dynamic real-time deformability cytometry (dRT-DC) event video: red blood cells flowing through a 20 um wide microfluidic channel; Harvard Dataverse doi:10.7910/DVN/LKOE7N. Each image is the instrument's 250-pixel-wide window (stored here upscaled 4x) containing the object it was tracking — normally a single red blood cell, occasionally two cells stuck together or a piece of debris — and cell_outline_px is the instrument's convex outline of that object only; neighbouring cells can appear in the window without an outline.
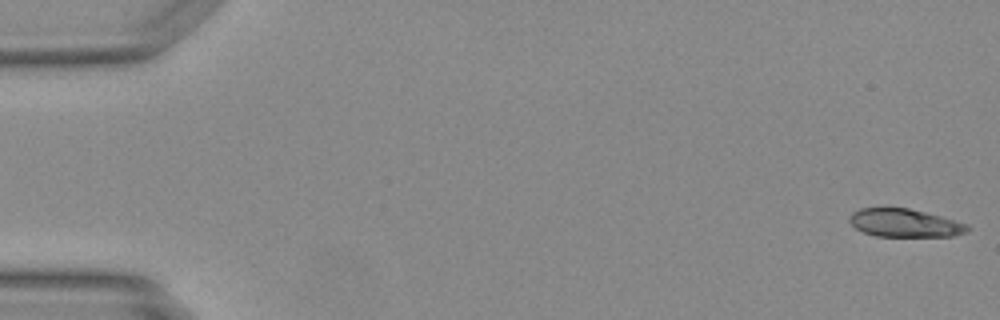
{"species": "Egyptian fruit bat (a non-hibernating species)", "species_latin": "Rousettus aegyptiacus", "temperature_condition": "warm", "stored_images_in_passage": 13, "camera_frame_rate_fps": 3000, "um_per_image_px": 0.085, "animal": {"sex": "female"}, "frame": {"image": 1, "passage_image": 1, "time_ms": 0.0, "image_size_px": [1000, 320], "cell_outline_px": [[972, 228], [968, 232], [952, 236], [876, 236], [864, 232], [856, 228], [848, 220], [848, 216], [852, 212], [860, 208], [908, 208], [940, 216], [968, 224]], "centroid_in_image_um": [76.91, 18.95], "position_along_channel_um": 8.1, "area_um2": 19.31}}